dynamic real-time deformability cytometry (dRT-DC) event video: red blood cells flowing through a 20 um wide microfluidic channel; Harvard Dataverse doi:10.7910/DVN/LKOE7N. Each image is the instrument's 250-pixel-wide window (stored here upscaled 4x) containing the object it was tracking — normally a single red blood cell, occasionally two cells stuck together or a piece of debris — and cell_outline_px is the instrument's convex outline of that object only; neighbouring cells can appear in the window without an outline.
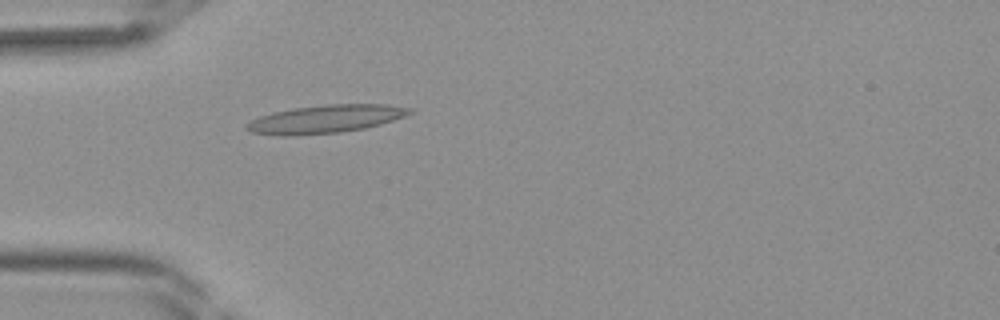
{"species": "Egyptian fruit bat (a non-hibernating species)", "species_latin": "Rousettus aegyptiacus", "temperature_condition": "room temperature", "stored_images_in_passage": 41, "camera_frame_rate_fps": 3000, "um_per_image_px": 0.085, "frame": {"image": 1, "passage_image": 12, "time_ms": 3.667, "image_size_px": [1000, 320], "cell_outline_px": [[412, 112], [404, 116], [380, 124], [364, 128], [340, 132], [292, 136], [284, 136], [252, 132], [244, 128], [244, 124], [260, 116], [272, 112], [292, 108], [324, 104], [388, 104], [412, 108]], "centroid_in_image_um": [27.63, 10.11], "position_along_channel_um": 57.4, "area_um2": 26.7}}
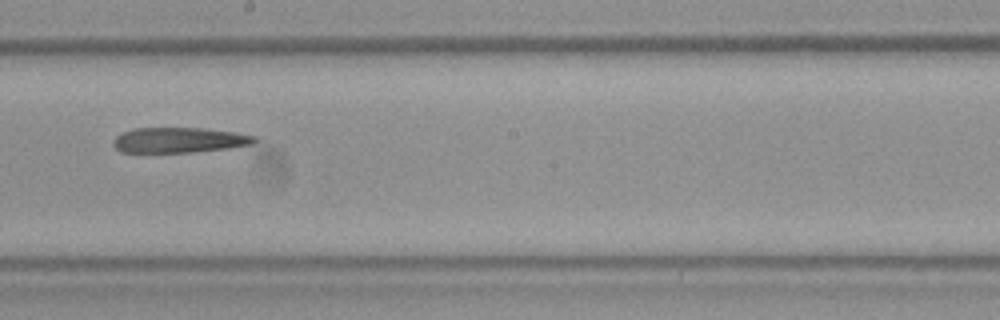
{"frame": {"image": 2, "passage_image": 23, "time_ms": 7.333, "image_size_px": [1000, 320], "cell_outline_px": [[256, 140], [252, 144], [228, 148], [192, 152], [120, 152], [112, 144], [112, 140], [116, 136], [124, 132], [136, 128], [204, 128], [236, 132], [256, 136]], "centroid_in_image_um": [15.22, 11.9], "position_along_channel_um": 233.0, "area_um2": 20.75}}
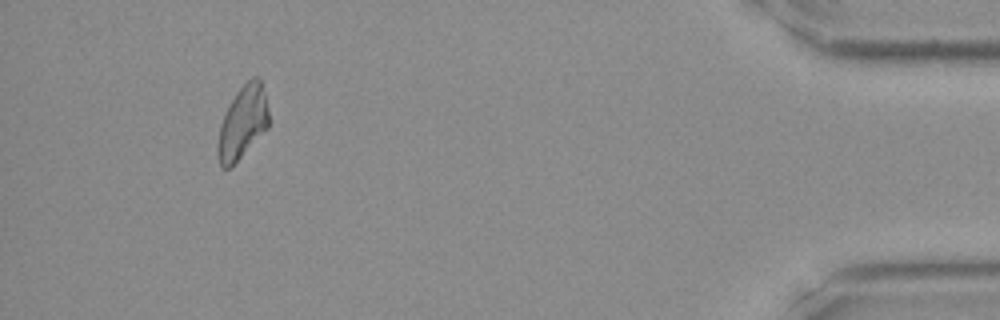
{"frame": {"image": 3, "passage_image": 38, "time_ms": 12.333, "image_size_px": [1000, 320], "cell_outline_px": [[268, 128], [232, 168], [220, 168], [216, 152], [216, 148], [220, 124], [224, 112], [236, 92], [252, 76], [256, 76], [260, 80], [268, 108]], "centroid_in_image_um": [20.58, 10.48], "position_along_channel_um": 414.6, "area_um2": 21.91}}